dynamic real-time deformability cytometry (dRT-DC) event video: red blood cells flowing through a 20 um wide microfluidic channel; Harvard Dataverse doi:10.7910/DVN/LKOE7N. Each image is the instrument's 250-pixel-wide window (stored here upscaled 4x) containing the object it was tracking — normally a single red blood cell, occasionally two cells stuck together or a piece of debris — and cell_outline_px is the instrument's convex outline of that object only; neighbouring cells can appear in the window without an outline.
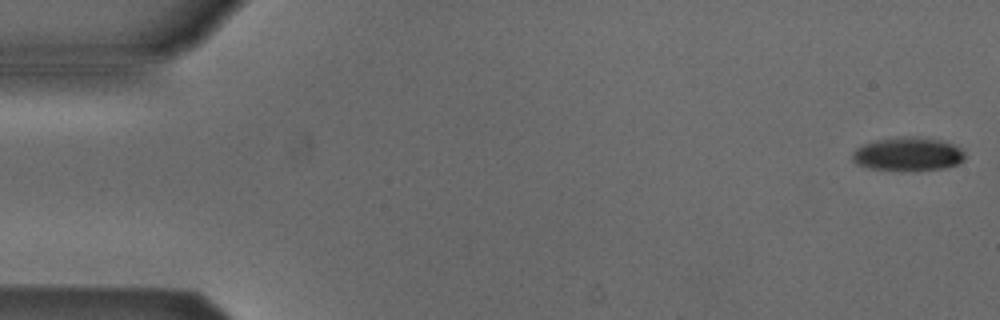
{"species": "Egyptian fruit bat (a non-hibernating species)", "species_latin": "Rousettus aegyptiacus", "temperature_condition": "cold", "stored_images_in_passage": 5, "camera_frame_rate_fps": 3000, "um_per_image_px": 0.085, "animal": {"sex": "male"}, "frame": {"image": 1, "passage_image": 1, "time_ms": 0.0, "image_size_px": [1000, 320], "cell_outline_px": [[964, 160], [956, 164], [944, 168], [868, 168], [856, 164], [852, 160], [852, 152], [856, 148], [872, 140], [904, 136], [912, 136], [944, 140], [960, 148], [964, 152]], "centroid_in_image_um": [77.15, 13.04], "position_along_channel_um": 7.9, "area_um2": 21.44}}
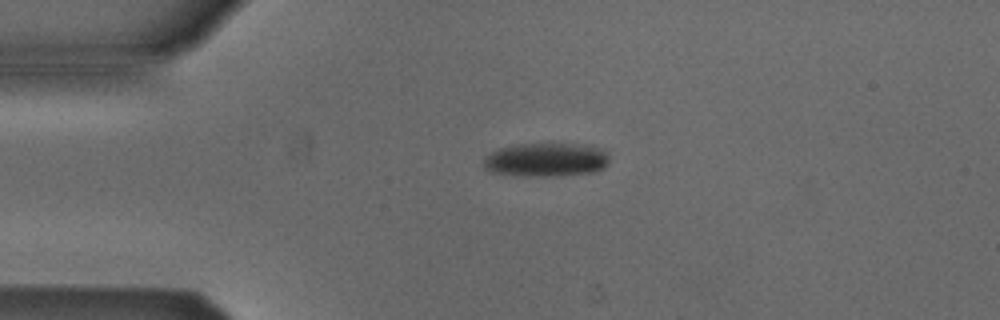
{"frame": {"image": 2, "passage_image": 4, "time_ms": 3.667, "image_size_px": [1000, 320], "cell_outline_px": [[608, 164], [604, 168], [592, 172], [560, 176], [524, 176], [492, 172], [484, 168], [484, 160], [492, 152], [500, 148], [520, 144], [588, 144], [604, 148], [608, 152]], "centroid_in_image_um": [46.5, 13.58], "position_along_channel_um": 38.5, "area_um2": 24.85}}